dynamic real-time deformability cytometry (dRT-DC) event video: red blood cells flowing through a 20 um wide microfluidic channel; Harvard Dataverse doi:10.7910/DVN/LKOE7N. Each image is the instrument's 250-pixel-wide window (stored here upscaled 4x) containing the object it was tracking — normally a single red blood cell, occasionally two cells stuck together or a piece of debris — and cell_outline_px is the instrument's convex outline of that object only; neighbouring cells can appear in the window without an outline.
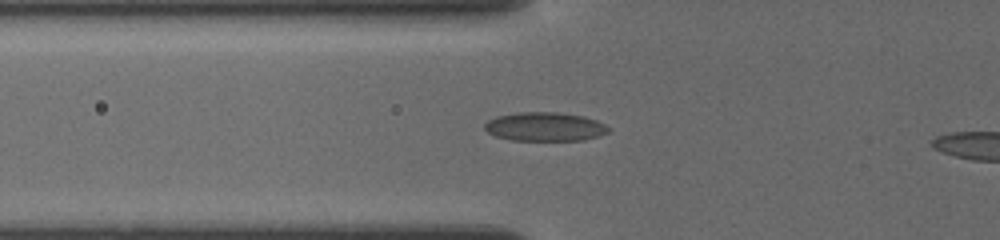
{"species": "common noctule bat (a hibernating species)", "species_latin": "Nyctalus noctula", "temperature_condition": "cold", "stored_images_in_passage": 23, "camera_frame_rate_fps": 3000, "um_per_image_px": 0.085, "animal": {"sex": "female", "body_mass_g": 19.5, "forearm_length_mm": 54.1}, "frame": {"image": 1, "passage_image": 20, "time_ms": 5.0, "image_size_px": [1000, 240], "cell_outline_px": [[608, 132], [600, 136], [584, 140], [512, 140], [496, 136], [488, 132], [484, 128], [484, 124], [488, 120], [496, 116], [520, 112], [556, 112], [584, 116], [596, 120], [604, 124], [608, 128]], "centroid_in_image_um": [46.31, 10.77], "position_along_channel_um": 79.5, "area_um2": 20.75}}